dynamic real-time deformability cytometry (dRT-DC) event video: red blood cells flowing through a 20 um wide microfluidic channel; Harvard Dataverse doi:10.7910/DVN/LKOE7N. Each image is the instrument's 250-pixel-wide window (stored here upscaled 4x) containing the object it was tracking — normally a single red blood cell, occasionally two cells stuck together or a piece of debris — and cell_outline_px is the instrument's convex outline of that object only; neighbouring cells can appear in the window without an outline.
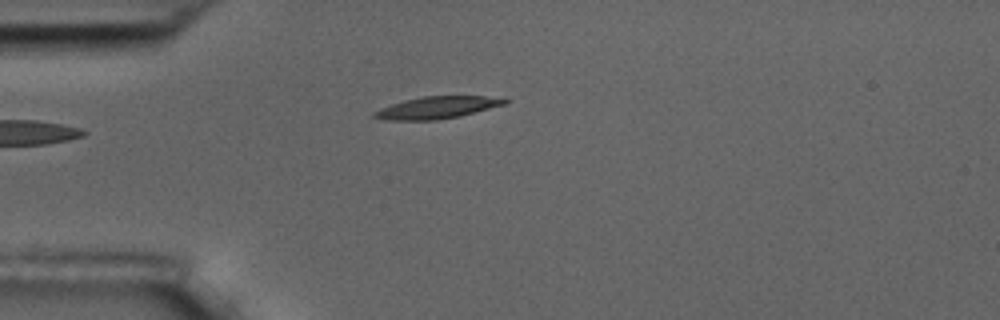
{"species": "common noctule bat (a hibernating species)", "species_latin": "Nyctalus noctula", "temperature_condition": "room temperature", "stored_images_in_passage": 43, "camera_frame_rate_fps": 3000, "um_per_image_px": 0.085, "animal": {"sex": "male", "body_mass_g": 17.5, "forearm_length_mm": 52.3}, "frame": {"image": 1, "passage_image": 1, "time_ms": 0.0, "image_size_px": [1000, 320], "cell_outline_px": [[512, 100], [504, 104], [460, 116], [436, 120], [388, 120], [372, 116], [372, 112], [380, 108], [404, 100], [424, 96], [504, 96]], "centroid_in_image_um": [37.21, 9.13], "position_along_channel_um": 47.8, "area_um2": 16.88}}
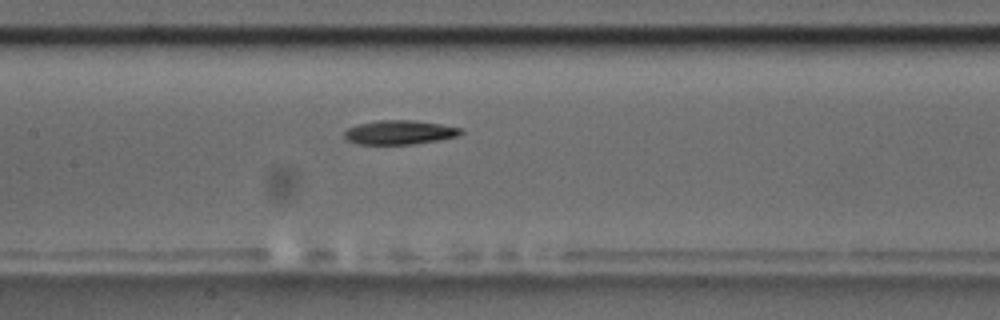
{"frame": {"image": 2, "passage_image": 13, "time_ms": 4.0, "image_size_px": [1000, 320], "cell_outline_px": [[464, 132], [460, 136], [440, 140], [412, 144], [356, 144], [348, 140], [344, 136], [344, 132], [348, 128], [360, 124], [380, 120], [412, 120], [440, 124], [464, 128]], "centroid_in_image_um": [34.03, 11.25], "position_along_channel_um": 173.4, "area_um2": 16.42}}
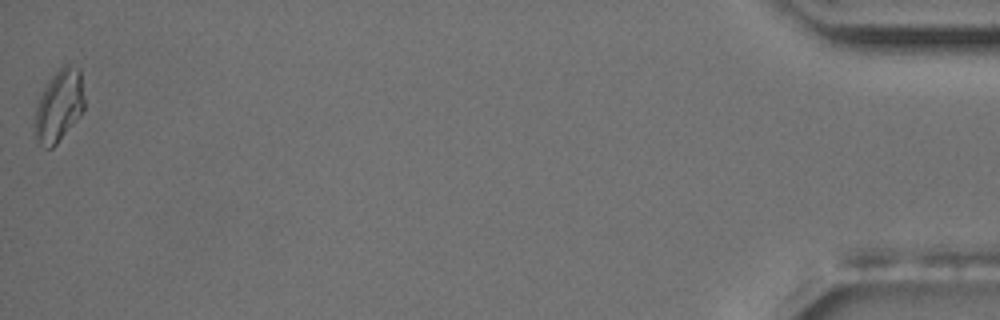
{"frame": {"image": 3, "passage_image": 43, "time_ms": 14.0, "image_size_px": [1000, 320], "cell_outline_px": [[84, 108], [56, 144], [52, 148], [44, 148], [32, 136], [32, 124], [36, 108], [40, 96], [44, 88], [52, 76], [64, 64], [68, 64], [80, 68], [84, 96]], "centroid_in_image_um": [4.97, 9.01], "position_along_channel_um": 430.2, "area_um2": 20.87}, "authors_computed_cell_mechanics": {"area_um2": 17.051, "velocity_mm_per_s": 3.5134, "shape_relaxation_time_tau1_ms": 9.5149, "shape_relaxation_time_tau2_ms": null, "deformation_change_tau1": 0.1999, "deformation_change_tau2": null}}